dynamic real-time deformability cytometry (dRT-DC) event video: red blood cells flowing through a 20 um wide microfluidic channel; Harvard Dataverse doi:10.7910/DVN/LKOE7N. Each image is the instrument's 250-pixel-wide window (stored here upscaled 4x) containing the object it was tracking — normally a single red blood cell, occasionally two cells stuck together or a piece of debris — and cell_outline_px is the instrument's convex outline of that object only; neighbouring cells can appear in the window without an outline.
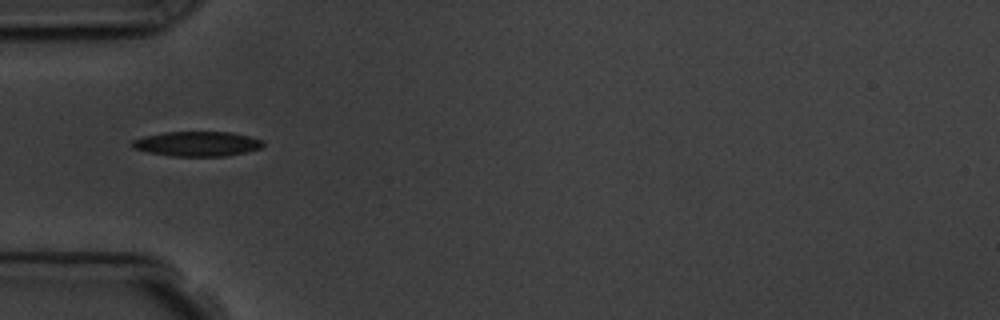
{"species": "common noctule bat (a hibernating species)", "species_latin": "Nyctalus noctula", "temperature_condition": "room temperature", "stored_images_in_passage": 3, "camera_frame_rate_fps": 3000, "um_per_image_px": 0.085, "animal": {"sex": "male", "body_mass_g": 19.5, "forearm_length_mm": 54.6}, "frame": {"image": 1, "passage_image": 1, "time_ms": 0.0, "image_size_px": [1000, 320], "cell_outline_px": [[264, 144], [260, 148], [244, 152], [224, 156], [172, 156], [148, 152], [132, 148], [132, 140], [144, 136], [164, 132], [232, 132], [248, 136], [260, 140]], "centroid_in_image_um": [16.71, 12.22], "position_along_channel_um": 68.3, "area_um2": 18.73}}